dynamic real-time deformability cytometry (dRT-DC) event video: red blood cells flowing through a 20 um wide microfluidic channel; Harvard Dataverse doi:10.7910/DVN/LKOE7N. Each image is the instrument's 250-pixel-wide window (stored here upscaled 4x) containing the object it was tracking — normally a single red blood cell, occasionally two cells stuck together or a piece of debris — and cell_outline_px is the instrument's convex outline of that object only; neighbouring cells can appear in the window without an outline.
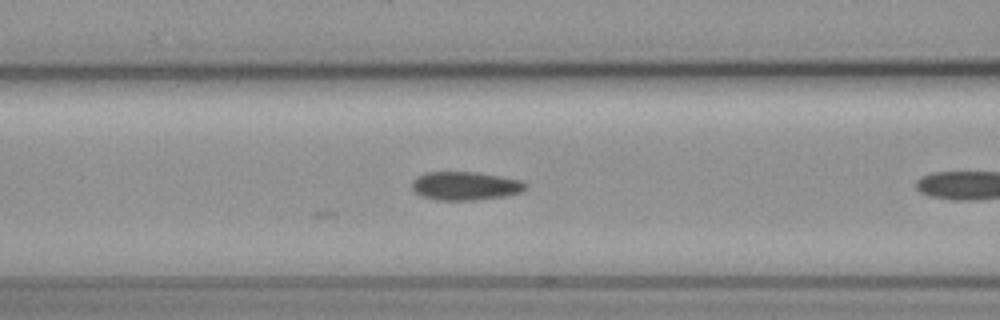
{"species": "common noctule bat (a hibernating species)", "species_latin": "Nyctalus noctula", "temperature_condition": "cold", "stored_images_in_passage": 20, "camera_frame_rate_fps": 3000, "um_per_image_px": 0.085, "animal": {"sex": "female", "body_mass_g": 19.3, "forearm_length_mm": 54.1}, "frame": {"image": 1, "passage_image": 20, "time_ms": 6.333, "image_size_px": [1000, 320], "cell_outline_px": [[528, 188], [520, 192], [504, 196], [476, 200], [436, 200], [420, 196], [412, 188], [412, 180], [416, 176], [424, 172], [480, 172], [520, 180], [528, 184]], "centroid_in_image_um": [39.53, 15.79], "position_along_channel_um": 127.1, "area_um2": 19.07}}